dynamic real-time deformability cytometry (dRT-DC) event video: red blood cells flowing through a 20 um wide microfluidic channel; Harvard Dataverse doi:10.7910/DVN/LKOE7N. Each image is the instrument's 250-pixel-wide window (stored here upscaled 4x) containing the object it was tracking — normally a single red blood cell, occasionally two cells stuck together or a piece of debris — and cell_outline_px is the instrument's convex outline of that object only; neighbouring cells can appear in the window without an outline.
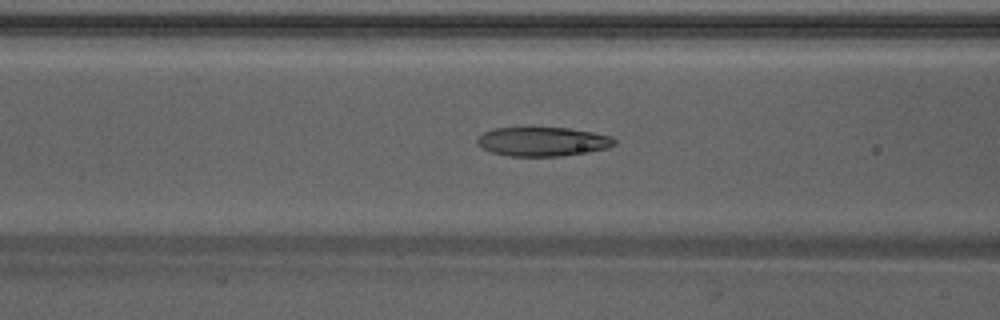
{"species": "Egyptian fruit bat (a non-hibernating species)", "species_latin": "Rousettus aegyptiacus", "temperature_condition": "warm", "stored_images_in_passage": 49, "camera_frame_rate_fps": 3000, "um_per_image_px": 0.085, "animal": {"sex": "male"}, "frame": {"image": 1, "passage_image": 20, "time_ms": 6.333, "image_size_px": [1000, 320], "cell_outline_px": [[616, 144], [608, 148], [588, 152], [560, 156], [508, 156], [492, 152], [476, 144], [476, 140], [484, 132], [496, 128], [568, 128], [592, 132], [612, 136], [616, 140]], "centroid_in_image_um": [46.16, 12.04], "position_along_channel_um": 120.4, "area_um2": 23.18}}
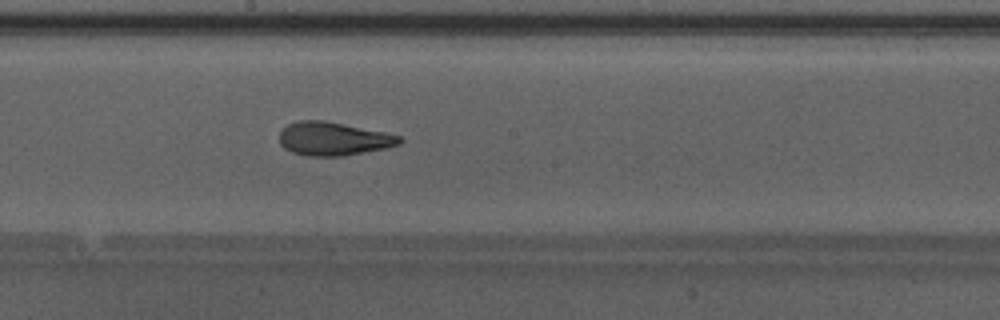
{"frame": {"image": 2, "passage_image": 27, "time_ms": 8.667, "image_size_px": [1000, 320], "cell_outline_px": [[404, 140], [400, 144], [388, 148], [344, 156], [304, 156], [292, 152], [284, 148], [280, 144], [280, 132], [288, 124], [296, 120], [324, 120], [384, 132], [400, 136]], "centroid_in_image_um": [28.34, 11.8], "position_along_channel_um": 219.9, "area_um2": 23.58}}
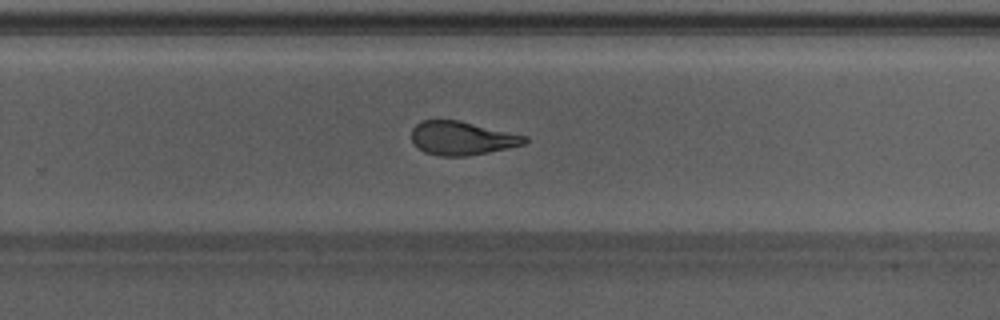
{"frame": {"image": 3, "passage_image": 32, "time_ms": 10.333, "image_size_px": [1000, 320], "cell_outline_px": [[528, 140], [524, 144], [508, 148], [488, 152], [464, 156], [440, 156], [424, 152], [416, 148], [412, 144], [412, 128], [420, 120], [460, 120], [528, 136]], "centroid_in_image_um": [39.24, 11.74], "position_along_channel_um": 290.6, "area_um2": 22.37}, "authors_computed_cell_mechanics": {"area_um2": 23.6402, "velocity_mm_per_s": 4.2615, "shape_relaxation_time_tau1_ms": 6.7261, "shape_relaxation_time_tau2_ms": 1.9195, "deformation_change_tau1": 0.2166, "deformation_change_tau2": 0.1094}}